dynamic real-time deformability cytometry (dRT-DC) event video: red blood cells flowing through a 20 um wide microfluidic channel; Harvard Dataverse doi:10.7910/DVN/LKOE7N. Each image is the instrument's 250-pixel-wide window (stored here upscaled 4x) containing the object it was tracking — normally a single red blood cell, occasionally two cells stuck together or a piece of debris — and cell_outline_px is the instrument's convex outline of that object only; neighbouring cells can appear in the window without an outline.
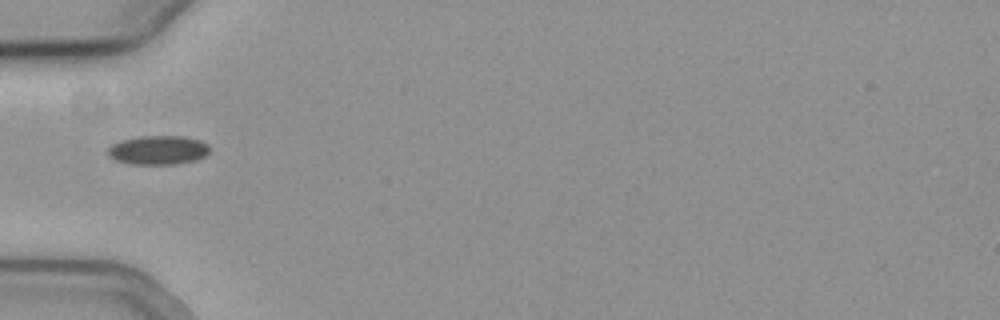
{"species": "common noctule bat (a hibernating species)", "species_latin": "Nyctalus noctula", "temperature_condition": "cold", "stored_images_in_passage": 37, "camera_frame_rate_fps": 3000, "um_per_image_px": 0.085, "animal": {"sex": "female", "body_mass_g": 19.3, "forearm_length_mm": 54.1}, "frame": {"image": 1, "passage_image": 1, "time_ms": 0.0, "image_size_px": [1000, 320], "cell_outline_px": [[208, 152], [204, 156], [196, 160], [176, 164], [132, 164], [116, 160], [108, 156], [108, 148], [112, 144], [120, 140], [140, 136], [184, 136], [200, 140], [208, 144]], "centroid_in_image_um": [13.43, 12.75], "position_along_channel_um": 71.6, "area_um2": 17.22}}
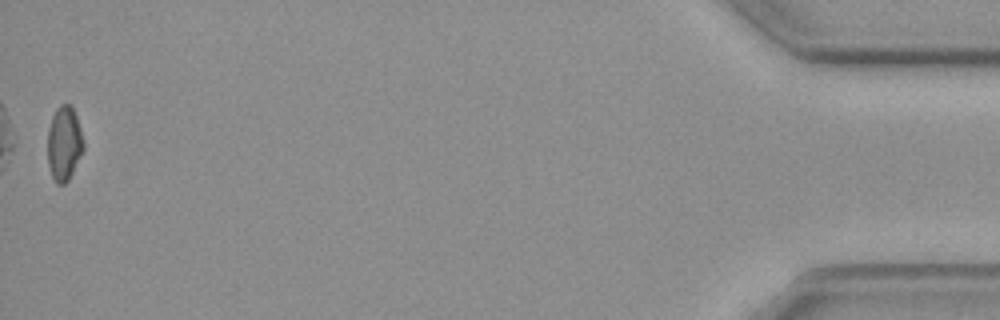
{"frame": {"image": 2, "passage_image": 37, "time_ms": 12.0, "image_size_px": [1000, 320], "cell_outline_px": [[84, 148], [68, 180], [64, 184], [56, 184], [52, 176], [48, 164], [48, 128], [52, 116], [56, 108], [60, 104], [72, 104], [80, 128], [84, 144]], "centroid_in_image_um": [5.44, 12.17], "position_along_channel_um": 429.8, "area_um2": 15.49}, "authors_computed_cell_mechanics": {"area_um2": 16.4152, "velocity_mm_per_s": 3.7849, "shape_relaxation_time_tau1_ms": 6.0894, "shape_relaxation_time_tau2_ms": null, "deformation_change_tau1": 0.0728, "deformation_change_tau2": null}}